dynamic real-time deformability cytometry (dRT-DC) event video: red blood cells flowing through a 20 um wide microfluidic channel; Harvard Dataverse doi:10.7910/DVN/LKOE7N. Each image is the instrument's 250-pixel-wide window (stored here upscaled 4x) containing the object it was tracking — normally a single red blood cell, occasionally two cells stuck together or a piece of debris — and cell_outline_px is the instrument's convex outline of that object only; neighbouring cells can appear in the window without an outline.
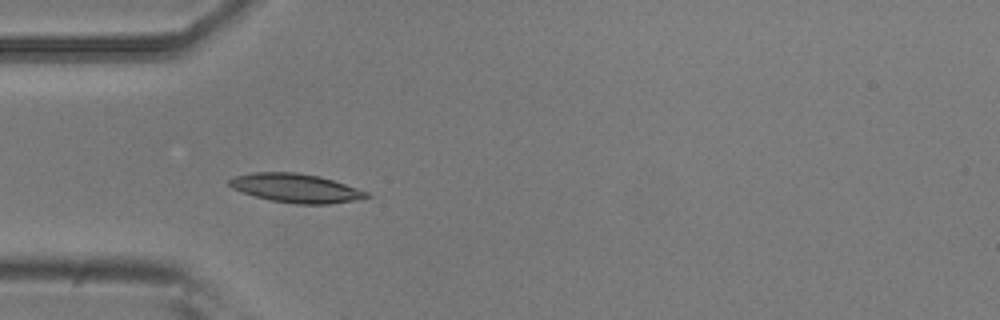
{"species": "common noctule bat (a hibernating species)", "species_latin": "Nyctalus noctula", "temperature_condition": "room temperature", "stored_images_in_passage": 11, "camera_frame_rate_fps": 3000, "um_per_image_px": 0.085, "animal": {"sex": "male", "body_mass_g": 20.5, "forearm_length_mm": 52.5}, "frame": {"image": 1, "passage_image": 9, "time_ms": 2.667, "image_size_px": [1000, 320], "cell_outline_px": [[372, 196], [352, 200], [328, 204], [296, 204], [272, 200], [256, 196], [232, 188], [228, 184], [228, 180], [236, 176], [252, 172], [296, 172], [320, 176], [368, 192]], "centroid_in_image_um": [25.13, 15.98], "position_along_channel_um": 59.9, "area_um2": 22.72}}